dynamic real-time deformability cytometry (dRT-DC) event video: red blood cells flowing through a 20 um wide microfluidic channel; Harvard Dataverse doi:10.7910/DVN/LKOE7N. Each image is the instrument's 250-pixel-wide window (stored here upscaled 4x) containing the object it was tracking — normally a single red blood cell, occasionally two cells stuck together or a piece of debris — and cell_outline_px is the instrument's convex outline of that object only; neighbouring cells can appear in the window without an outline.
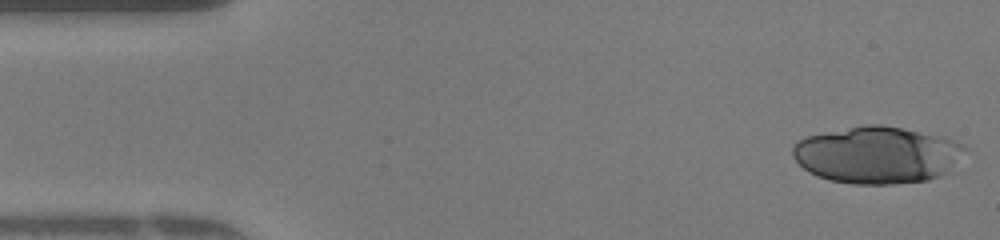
{"species": "human", "species_latin": "Homo sapiens", "temperature_condition": "warm", "stored_images_in_passage": 46, "camera_frame_rate_fps": 3000, "um_per_image_px": 0.085, "donor": {"sex": "female"}, "frame": {"image": 1, "passage_image": 1, "time_ms": 0.0, "image_size_px": [1000, 240], "cell_outline_px": [[968, 148], [940, 176], [928, 180], [892, 184], [852, 184], [828, 180], [816, 176], [808, 172], [792, 156], [792, 144], [796, 140], [808, 136], [864, 124], [880, 124], [944, 136], [956, 140], [964, 144]], "centroid_in_image_um": [74.52, 13.16], "position_along_channel_um": 10.5, "area_um2": 57.22}}
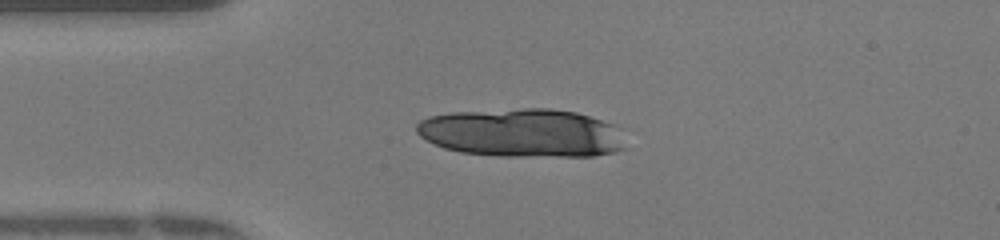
{"frame": {"image": 2, "passage_image": 10, "time_ms": 3.0, "image_size_px": [1000, 240], "cell_outline_px": [[628, 148], [616, 152], [592, 156], [500, 156], [460, 152], [444, 148], [420, 136], [416, 132], [416, 124], [420, 120], [428, 116], [452, 112], [520, 108], [552, 108], [576, 112], [612, 124]], "centroid_in_image_um": [44.34, 11.3], "position_along_channel_um": 40.7, "area_um2": 59.13}}